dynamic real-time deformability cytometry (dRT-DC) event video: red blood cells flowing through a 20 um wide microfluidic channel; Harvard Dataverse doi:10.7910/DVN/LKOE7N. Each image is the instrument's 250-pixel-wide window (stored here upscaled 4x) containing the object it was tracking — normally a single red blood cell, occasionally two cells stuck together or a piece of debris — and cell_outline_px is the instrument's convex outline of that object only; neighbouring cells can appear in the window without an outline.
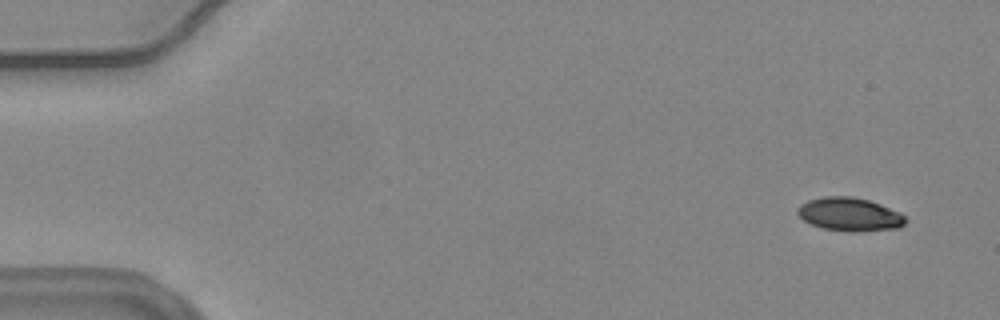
{"species": "common noctule bat (a hibernating species)", "species_latin": "Nyctalus noctula", "temperature_condition": "warm", "stored_images_in_passage": 54, "camera_frame_rate_fps": 3000, "um_per_image_px": 0.085, "animal": {"sex": "female", "body_mass_g": 24.6, "forearm_length_mm": 56.2}, "frame": {"image": 1, "passage_image": 1, "time_ms": 0.0, "image_size_px": [1000, 320], "cell_outline_px": [[908, 220], [900, 228], [856, 232], [848, 232], [824, 228], [812, 224], [804, 220], [796, 212], [796, 208], [800, 204], [808, 200], [824, 196], [852, 196], [868, 200], [880, 204], [900, 212]], "centroid_in_image_um": [72.23, 18.22], "position_along_channel_um": 12.8, "area_um2": 21.15}}
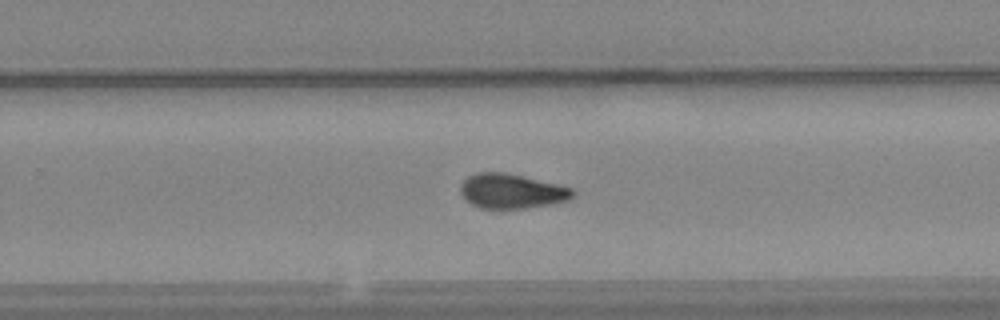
{"frame": {"image": 2, "passage_image": 34, "time_ms": 11.0, "image_size_px": [1000, 320], "cell_outline_px": [[576, 192], [568, 200], [556, 204], [524, 208], [480, 208], [464, 200], [460, 192], [460, 184], [468, 176], [476, 172], [504, 172], [556, 184], [572, 188]], "centroid_in_image_um": [43.46, 16.25], "position_along_channel_um": 286.3, "area_um2": 22.72}}
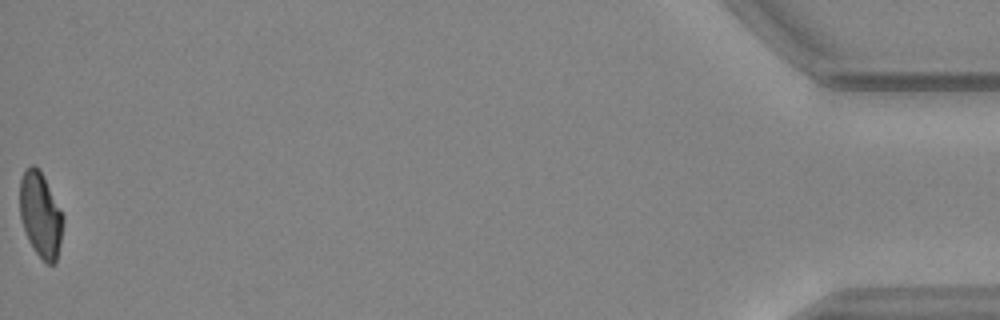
{"frame": {"image": 3, "passage_image": 54, "time_ms": 17.667, "image_size_px": [1000, 320], "cell_outline_px": [[64, 220], [60, 244], [56, 260], [52, 264], [48, 264], [36, 252], [28, 240], [20, 216], [20, 180], [24, 168], [32, 164], [40, 168], [64, 216]], "centroid_in_image_um": [3.44, 18.2], "position_along_channel_um": 431.8, "area_um2": 21.44}, "authors_computed_cell_mechanics": {"area_um2": 22.7154, "velocity_mm_per_s": 3.6892, "shape_relaxation_time_tau1_ms": null, "shape_relaxation_time_tau2_ms": 6.9076, "deformation_change_tau1": null, "deformation_change_tau2": 0.1311}}